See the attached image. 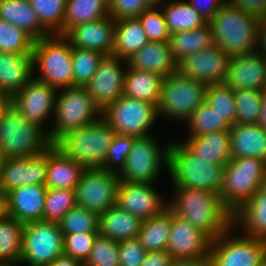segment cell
<instances>
[{"instance_id":"obj_1","label":"cell","mask_w":266,"mask_h":266,"mask_svg":"<svg viewBox=\"0 0 266 266\" xmlns=\"http://www.w3.org/2000/svg\"><path fill=\"white\" fill-rule=\"evenodd\" d=\"M173 188L175 193L172 199H168V208L211 239L232 226L233 213L222 203L219 194L190 187Z\"/></svg>"},{"instance_id":"obj_2","label":"cell","mask_w":266,"mask_h":266,"mask_svg":"<svg viewBox=\"0 0 266 266\" xmlns=\"http://www.w3.org/2000/svg\"><path fill=\"white\" fill-rule=\"evenodd\" d=\"M260 21L226 2L208 22L214 44L233 57L256 51Z\"/></svg>"},{"instance_id":"obj_3","label":"cell","mask_w":266,"mask_h":266,"mask_svg":"<svg viewBox=\"0 0 266 266\" xmlns=\"http://www.w3.org/2000/svg\"><path fill=\"white\" fill-rule=\"evenodd\" d=\"M180 141H171L168 150V174L172 187L210 190L220 195L223 179L222 164L196 157Z\"/></svg>"},{"instance_id":"obj_4","label":"cell","mask_w":266,"mask_h":266,"mask_svg":"<svg viewBox=\"0 0 266 266\" xmlns=\"http://www.w3.org/2000/svg\"><path fill=\"white\" fill-rule=\"evenodd\" d=\"M52 145L48 128L28 122L12 104L0 116V149L7 159L36 156Z\"/></svg>"},{"instance_id":"obj_5","label":"cell","mask_w":266,"mask_h":266,"mask_svg":"<svg viewBox=\"0 0 266 266\" xmlns=\"http://www.w3.org/2000/svg\"><path fill=\"white\" fill-rule=\"evenodd\" d=\"M115 131L101 117L61 137L54 146L85 168H102Z\"/></svg>"},{"instance_id":"obj_6","label":"cell","mask_w":266,"mask_h":266,"mask_svg":"<svg viewBox=\"0 0 266 266\" xmlns=\"http://www.w3.org/2000/svg\"><path fill=\"white\" fill-rule=\"evenodd\" d=\"M102 117V111L93 101L86 86L63 88L57 94L53 126L48 136L54 145L68 132L75 131Z\"/></svg>"},{"instance_id":"obj_7","label":"cell","mask_w":266,"mask_h":266,"mask_svg":"<svg viewBox=\"0 0 266 266\" xmlns=\"http://www.w3.org/2000/svg\"><path fill=\"white\" fill-rule=\"evenodd\" d=\"M73 47L59 34H53L34 42L33 70L39 67L36 79L50 84L58 90L73 86Z\"/></svg>"},{"instance_id":"obj_8","label":"cell","mask_w":266,"mask_h":266,"mask_svg":"<svg viewBox=\"0 0 266 266\" xmlns=\"http://www.w3.org/2000/svg\"><path fill=\"white\" fill-rule=\"evenodd\" d=\"M266 174V162L258 158H232L223 169L220 199L234 213L259 189Z\"/></svg>"},{"instance_id":"obj_9","label":"cell","mask_w":266,"mask_h":266,"mask_svg":"<svg viewBox=\"0 0 266 266\" xmlns=\"http://www.w3.org/2000/svg\"><path fill=\"white\" fill-rule=\"evenodd\" d=\"M207 85L182 75L179 71L162 80L158 116L184 122L205 102Z\"/></svg>"},{"instance_id":"obj_10","label":"cell","mask_w":266,"mask_h":266,"mask_svg":"<svg viewBox=\"0 0 266 266\" xmlns=\"http://www.w3.org/2000/svg\"><path fill=\"white\" fill-rule=\"evenodd\" d=\"M153 136L154 134L134 138L125 165L118 174L120 181L155 183L162 167L168 170L170 142L160 146L156 136Z\"/></svg>"},{"instance_id":"obj_11","label":"cell","mask_w":266,"mask_h":266,"mask_svg":"<svg viewBox=\"0 0 266 266\" xmlns=\"http://www.w3.org/2000/svg\"><path fill=\"white\" fill-rule=\"evenodd\" d=\"M102 118L117 134L143 137L151 135L159 116L155 104L123 94L102 111Z\"/></svg>"},{"instance_id":"obj_12","label":"cell","mask_w":266,"mask_h":266,"mask_svg":"<svg viewBox=\"0 0 266 266\" xmlns=\"http://www.w3.org/2000/svg\"><path fill=\"white\" fill-rule=\"evenodd\" d=\"M232 231H236L233 226L211 240L209 266H259L266 255V240Z\"/></svg>"},{"instance_id":"obj_13","label":"cell","mask_w":266,"mask_h":266,"mask_svg":"<svg viewBox=\"0 0 266 266\" xmlns=\"http://www.w3.org/2000/svg\"><path fill=\"white\" fill-rule=\"evenodd\" d=\"M19 265L47 266L64 255V237L57 222L33 221L24 224Z\"/></svg>"},{"instance_id":"obj_14","label":"cell","mask_w":266,"mask_h":266,"mask_svg":"<svg viewBox=\"0 0 266 266\" xmlns=\"http://www.w3.org/2000/svg\"><path fill=\"white\" fill-rule=\"evenodd\" d=\"M120 178L102 168H86L75 188L76 203L98 217L117 203Z\"/></svg>"},{"instance_id":"obj_15","label":"cell","mask_w":266,"mask_h":266,"mask_svg":"<svg viewBox=\"0 0 266 266\" xmlns=\"http://www.w3.org/2000/svg\"><path fill=\"white\" fill-rule=\"evenodd\" d=\"M126 69V59L110 55L100 61L86 88L101 111L123 95Z\"/></svg>"},{"instance_id":"obj_16","label":"cell","mask_w":266,"mask_h":266,"mask_svg":"<svg viewBox=\"0 0 266 266\" xmlns=\"http://www.w3.org/2000/svg\"><path fill=\"white\" fill-rule=\"evenodd\" d=\"M58 91L50 84L33 77L20 92L12 97V105L28 122L43 128L52 114L54 117Z\"/></svg>"},{"instance_id":"obj_17","label":"cell","mask_w":266,"mask_h":266,"mask_svg":"<svg viewBox=\"0 0 266 266\" xmlns=\"http://www.w3.org/2000/svg\"><path fill=\"white\" fill-rule=\"evenodd\" d=\"M230 56L217 44L191 54L178 64V71L206 85L222 84L228 74Z\"/></svg>"},{"instance_id":"obj_18","label":"cell","mask_w":266,"mask_h":266,"mask_svg":"<svg viewBox=\"0 0 266 266\" xmlns=\"http://www.w3.org/2000/svg\"><path fill=\"white\" fill-rule=\"evenodd\" d=\"M211 240L201 229L172 212V225L166 251L174 260L208 259Z\"/></svg>"},{"instance_id":"obj_19","label":"cell","mask_w":266,"mask_h":266,"mask_svg":"<svg viewBox=\"0 0 266 266\" xmlns=\"http://www.w3.org/2000/svg\"><path fill=\"white\" fill-rule=\"evenodd\" d=\"M154 183L120 181L116 205L142 221L160 215L168 207Z\"/></svg>"},{"instance_id":"obj_20","label":"cell","mask_w":266,"mask_h":266,"mask_svg":"<svg viewBox=\"0 0 266 266\" xmlns=\"http://www.w3.org/2000/svg\"><path fill=\"white\" fill-rule=\"evenodd\" d=\"M47 151L26 158L7 159L1 174L0 191L7 194L19 186L45 185Z\"/></svg>"},{"instance_id":"obj_21","label":"cell","mask_w":266,"mask_h":266,"mask_svg":"<svg viewBox=\"0 0 266 266\" xmlns=\"http://www.w3.org/2000/svg\"><path fill=\"white\" fill-rule=\"evenodd\" d=\"M265 81V56L255 51L230 58L224 83L234 91L250 89L264 91Z\"/></svg>"},{"instance_id":"obj_22","label":"cell","mask_w":266,"mask_h":266,"mask_svg":"<svg viewBox=\"0 0 266 266\" xmlns=\"http://www.w3.org/2000/svg\"><path fill=\"white\" fill-rule=\"evenodd\" d=\"M115 22L108 15L97 21L76 25L63 36L72 47L91 49L105 56L112 54Z\"/></svg>"},{"instance_id":"obj_23","label":"cell","mask_w":266,"mask_h":266,"mask_svg":"<svg viewBox=\"0 0 266 266\" xmlns=\"http://www.w3.org/2000/svg\"><path fill=\"white\" fill-rule=\"evenodd\" d=\"M45 185L19 186L7 193L8 214L23 224L43 220Z\"/></svg>"},{"instance_id":"obj_24","label":"cell","mask_w":266,"mask_h":266,"mask_svg":"<svg viewBox=\"0 0 266 266\" xmlns=\"http://www.w3.org/2000/svg\"><path fill=\"white\" fill-rule=\"evenodd\" d=\"M32 53L0 52V89L11 98L33 78Z\"/></svg>"},{"instance_id":"obj_25","label":"cell","mask_w":266,"mask_h":266,"mask_svg":"<svg viewBox=\"0 0 266 266\" xmlns=\"http://www.w3.org/2000/svg\"><path fill=\"white\" fill-rule=\"evenodd\" d=\"M127 65L132 69L156 73L163 78L178 71L169 41H149L127 59Z\"/></svg>"},{"instance_id":"obj_26","label":"cell","mask_w":266,"mask_h":266,"mask_svg":"<svg viewBox=\"0 0 266 266\" xmlns=\"http://www.w3.org/2000/svg\"><path fill=\"white\" fill-rule=\"evenodd\" d=\"M82 164L66 157L52 145L47 150V173L45 187L47 189L75 190L85 171Z\"/></svg>"},{"instance_id":"obj_27","label":"cell","mask_w":266,"mask_h":266,"mask_svg":"<svg viewBox=\"0 0 266 266\" xmlns=\"http://www.w3.org/2000/svg\"><path fill=\"white\" fill-rule=\"evenodd\" d=\"M229 132L231 158L250 157L266 162V130L262 126L235 124Z\"/></svg>"},{"instance_id":"obj_28","label":"cell","mask_w":266,"mask_h":266,"mask_svg":"<svg viewBox=\"0 0 266 266\" xmlns=\"http://www.w3.org/2000/svg\"><path fill=\"white\" fill-rule=\"evenodd\" d=\"M232 226L243 235L266 240V193L259 189L243 203L232 214Z\"/></svg>"},{"instance_id":"obj_29","label":"cell","mask_w":266,"mask_h":266,"mask_svg":"<svg viewBox=\"0 0 266 266\" xmlns=\"http://www.w3.org/2000/svg\"><path fill=\"white\" fill-rule=\"evenodd\" d=\"M182 143L196 156L225 166L231 158L230 132L218 131L189 137Z\"/></svg>"},{"instance_id":"obj_30","label":"cell","mask_w":266,"mask_h":266,"mask_svg":"<svg viewBox=\"0 0 266 266\" xmlns=\"http://www.w3.org/2000/svg\"><path fill=\"white\" fill-rule=\"evenodd\" d=\"M0 19L24 30L35 41L51 35L41 25L29 0H0Z\"/></svg>"},{"instance_id":"obj_31","label":"cell","mask_w":266,"mask_h":266,"mask_svg":"<svg viewBox=\"0 0 266 266\" xmlns=\"http://www.w3.org/2000/svg\"><path fill=\"white\" fill-rule=\"evenodd\" d=\"M141 224L142 220L139 217L114 205L99 216L98 232L102 236L120 242L136 238Z\"/></svg>"},{"instance_id":"obj_32","label":"cell","mask_w":266,"mask_h":266,"mask_svg":"<svg viewBox=\"0 0 266 266\" xmlns=\"http://www.w3.org/2000/svg\"><path fill=\"white\" fill-rule=\"evenodd\" d=\"M148 42L147 35L138 18L116 21L111 55L127 60Z\"/></svg>"},{"instance_id":"obj_33","label":"cell","mask_w":266,"mask_h":266,"mask_svg":"<svg viewBox=\"0 0 266 266\" xmlns=\"http://www.w3.org/2000/svg\"><path fill=\"white\" fill-rule=\"evenodd\" d=\"M162 80L163 77L156 73L132 69L127 65L123 94L157 106Z\"/></svg>"},{"instance_id":"obj_34","label":"cell","mask_w":266,"mask_h":266,"mask_svg":"<svg viewBox=\"0 0 266 266\" xmlns=\"http://www.w3.org/2000/svg\"><path fill=\"white\" fill-rule=\"evenodd\" d=\"M169 42L174 61L179 64L189 55L214 44L211 25L207 22L192 30L175 32Z\"/></svg>"},{"instance_id":"obj_35","label":"cell","mask_w":266,"mask_h":266,"mask_svg":"<svg viewBox=\"0 0 266 266\" xmlns=\"http://www.w3.org/2000/svg\"><path fill=\"white\" fill-rule=\"evenodd\" d=\"M171 225L172 211L167 207L160 215L142 221L137 239L147 252L164 251Z\"/></svg>"},{"instance_id":"obj_36","label":"cell","mask_w":266,"mask_h":266,"mask_svg":"<svg viewBox=\"0 0 266 266\" xmlns=\"http://www.w3.org/2000/svg\"><path fill=\"white\" fill-rule=\"evenodd\" d=\"M24 224L8 216L0 221V266H18L22 254Z\"/></svg>"},{"instance_id":"obj_37","label":"cell","mask_w":266,"mask_h":266,"mask_svg":"<svg viewBox=\"0 0 266 266\" xmlns=\"http://www.w3.org/2000/svg\"><path fill=\"white\" fill-rule=\"evenodd\" d=\"M161 7L170 34L192 30L208 22L187 0L167 1Z\"/></svg>"},{"instance_id":"obj_38","label":"cell","mask_w":266,"mask_h":266,"mask_svg":"<svg viewBox=\"0 0 266 266\" xmlns=\"http://www.w3.org/2000/svg\"><path fill=\"white\" fill-rule=\"evenodd\" d=\"M109 15L108 0H66L64 34L72 27Z\"/></svg>"},{"instance_id":"obj_39","label":"cell","mask_w":266,"mask_h":266,"mask_svg":"<svg viewBox=\"0 0 266 266\" xmlns=\"http://www.w3.org/2000/svg\"><path fill=\"white\" fill-rule=\"evenodd\" d=\"M185 123L188 125L190 134L188 137L231 129V126L205 102L190 115Z\"/></svg>"},{"instance_id":"obj_40","label":"cell","mask_w":266,"mask_h":266,"mask_svg":"<svg viewBox=\"0 0 266 266\" xmlns=\"http://www.w3.org/2000/svg\"><path fill=\"white\" fill-rule=\"evenodd\" d=\"M205 103L216 111L231 127L236 124L235 91L225 83L207 85Z\"/></svg>"},{"instance_id":"obj_41","label":"cell","mask_w":266,"mask_h":266,"mask_svg":"<svg viewBox=\"0 0 266 266\" xmlns=\"http://www.w3.org/2000/svg\"><path fill=\"white\" fill-rule=\"evenodd\" d=\"M41 25L51 34L64 35L66 0H29Z\"/></svg>"},{"instance_id":"obj_42","label":"cell","mask_w":266,"mask_h":266,"mask_svg":"<svg viewBox=\"0 0 266 266\" xmlns=\"http://www.w3.org/2000/svg\"><path fill=\"white\" fill-rule=\"evenodd\" d=\"M63 235L99 233V217L81 206H74L58 222Z\"/></svg>"},{"instance_id":"obj_43","label":"cell","mask_w":266,"mask_h":266,"mask_svg":"<svg viewBox=\"0 0 266 266\" xmlns=\"http://www.w3.org/2000/svg\"><path fill=\"white\" fill-rule=\"evenodd\" d=\"M104 56L98 51L73 47V86H86Z\"/></svg>"},{"instance_id":"obj_44","label":"cell","mask_w":266,"mask_h":266,"mask_svg":"<svg viewBox=\"0 0 266 266\" xmlns=\"http://www.w3.org/2000/svg\"><path fill=\"white\" fill-rule=\"evenodd\" d=\"M76 205L75 190L47 189L43 221L58 223L62 217Z\"/></svg>"},{"instance_id":"obj_45","label":"cell","mask_w":266,"mask_h":266,"mask_svg":"<svg viewBox=\"0 0 266 266\" xmlns=\"http://www.w3.org/2000/svg\"><path fill=\"white\" fill-rule=\"evenodd\" d=\"M34 42L24 30L0 19V52L32 53Z\"/></svg>"},{"instance_id":"obj_46","label":"cell","mask_w":266,"mask_h":266,"mask_svg":"<svg viewBox=\"0 0 266 266\" xmlns=\"http://www.w3.org/2000/svg\"><path fill=\"white\" fill-rule=\"evenodd\" d=\"M263 96L264 91L261 90L235 91L236 124L258 122Z\"/></svg>"},{"instance_id":"obj_47","label":"cell","mask_w":266,"mask_h":266,"mask_svg":"<svg viewBox=\"0 0 266 266\" xmlns=\"http://www.w3.org/2000/svg\"><path fill=\"white\" fill-rule=\"evenodd\" d=\"M84 266H119L118 242L98 234Z\"/></svg>"},{"instance_id":"obj_48","label":"cell","mask_w":266,"mask_h":266,"mask_svg":"<svg viewBox=\"0 0 266 266\" xmlns=\"http://www.w3.org/2000/svg\"><path fill=\"white\" fill-rule=\"evenodd\" d=\"M135 136L115 133L108 148L102 169L119 174L132 148Z\"/></svg>"},{"instance_id":"obj_49","label":"cell","mask_w":266,"mask_h":266,"mask_svg":"<svg viewBox=\"0 0 266 266\" xmlns=\"http://www.w3.org/2000/svg\"><path fill=\"white\" fill-rule=\"evenodd\" d=\"M150 7L139 17L143 29L149 41L165 42L170 41L171 34L167 28L166 20L162 9Z\"/></svg>"},{"instance_id":"obj_50","label":"cell","mask_w":266,"mask_h":266,"mask_svg":"<svg viewBox=\"0 0 266 266\" xmlns=\"http://www.w3.org/2000/svg\"><path fill=\"white\" fill-rule=\"evenodd\" d=\"M99 233H76L63 235L64 255L81 261L83 264L88 259L94 241Z\"/></svg>"},{"instance_id":"obj_51","label":"cell","mask_w":266,"mask_h":266,"mask_svg":"<svg viewBox=\"0 0 266 266\" xmlns=\"http://www.w3.org/2000/svg\"><path fill=\"white\" fill-rule=\"evenodd\" d=\"M149 8L145 0H112L109 3V16L114 22L138 18Z\"/></svg>"},{"instance_id":"obj_52","label":"cell","mask_w":266,"mask_h":266,"mask_svg":"<svg viewBox=\"0 0 266 266\" xmlns=\"http://www.w3.org/2000/svg\"><path fill=\"white\" fill-rule=\"evenodd\" d=\"M119 266H141L147 251L136 238L118 242Z\"/></svg>"},{"instance_id":"obj_53","label":"cell","mask_w":266,"mask_h":266,"mask_svg":"<svg viewBox=\"0 0 266 266\" xmlns=\"http://www.w3.org/2000/svg\"><path fill=\"white\" fill-rule=\"evenodd\" d=\"M226 2L260 20L266 19V0H226Z\"/></svg>"},{"instance_id":"obj_54","label":"cell","mask_w":266,"mask_h":266,"mask_svg":"<svg viewBox=\"0 0 266 266\" xmlns=\"http://www.w3.org/2000/svg\"><path fill=\"white\" fill-rule=\"evenodd\" d=\"M187 2L198 11L204 19L209 21L226 3V0H188Z\"/></svg>"},{"instance_id":"obj_55","label":"cell","mask_w":266,"mask_h":266,"mask_svg":"<svg viewBox=\"0 0 266 266\" xmlns=\"http://www.w3.org/2000/svg\"><path fill=\"white\" fill-rule=\"evenodd\" d=\"M173 257L166 251L147 252L141 266H171Z\"/></svg>"},{"instance_id":"obj_56","label":"cell","mask_w":266,"mask_h":266,"mask_svg":"<svg viewBox=\"0 0 266 266\" xmlns=\"http://www.w3.org/2000/svg\"><path fill=\"white\" fill-rule=\"evenodd\" d=\"M256 51L266 57V19L259 23Z\"/></svg>"},{"instance_id":"obj_57","label":"cell","mask_w":266,"mask_h":266,"mask_svg":"<svg viewBox=\"0 0 266 266\" xmlns=\"http://www.w3.org/2000/svg\"><path fill=\"white\" fill-rule=\"evenodd\" d=\"M47 266H84V264L72 257L62 255L57 257L53 262L49 263Z\"/></svg>"},{"instance_id":"obj_58","label":"cell","mask_w":266,"mask_h":266,"mask_svg":"<svg viewBox=\"0 0 266 266\" xmlns=\"http://www.w3.org/2000/svg\"><path fill=\"white\" fill-rule=\"evenodd\" d=\"M171 266H209V259L174 260Z\"/></svg>"},{"instance_id":"obj_59","label":"cell","mask_w":266,"mask_h":266,"mask_svg":"<svg viewBox=\"0 0 266 266\" xmlns=\"http://www.w3.org/2000/svg\"><path fill=\"white\" fill-rule=\"evenodd\" d=\"M12 104V98L0 89V116Z\"/></svg>"},{"instance_id":"obj_60","label":"cell","mask_w":266,"mask_h":266,"mask_svg":"<svg viewBox=\"0 0 266 266\" xmlns=\"http://www.w3.org/2000/svg\"><path fill=\"white\" fill-rule=\"evenodd\" d=\"M8 216L7 194L0 191V221Z\"/></svg>"},{"instance_id":"obj_61","label":"cell","mask_w":266,"mask_h":266,"mask_svg":"<svg viewBox=\"0 0 266 266\" xmlns=\"http://www.w3.org/2000/svg\"><path fill=\"white\" fill-rule=\"evenodd\" d=\"M257 123L266 130V92H264V96H263V100L261 104V111H260V115H259V119Z\"/></svg>"},{"instance_id":"obj_62","label":"cell","mask_w":266,"mask_h":266,"mask_svg":"<svg viewBox=\"0 0 266 266\" xmlns=\"http://www.w3.org/2000/svg\"><path fill=\"white\" fill-rule=\"evenodd\" d=\"M149 7H161L166 1L165 0H145Z\"/></svg>"},{"instance_id":"obj_63","label":"cell","mask_w":266,"mask_h":266,"mask_svg":"<svg viewBox=\"0 0 266 266\" xmlns=\"http://www.w3.org/2000/svg\"><path fill=\"white\" fill-rule=\"evenodd\" d=\"M6 161H7V157L0 149V179H1L2 169H3Z\"/></svg>"},{"instance_id":"obj_64","label":"cell","mask_w":266,"mask_h":266,"mask_svg":"<svg viewBox=\"0 0 266 266\" xmlns=\"http://www.w3.org/2000/svg\"><path fill=\"white\" fill-rule=\"evenodd\" d=\"M260 190L264 193H266V174L261 182Z\"/></svg>"},{"instance_id":"obj_65","label":"cell","mask_w":266,"mask_h":266,"mask_svg":"<svg viewBox=\"0 0 266 266\" xmlns=\"http://www.w3.org/2000/svg\"><path fill=\"white\" fill-rule=\"evenodd\" d=\"M259 266H266V255L263 257V259L259 263Z\"/></svg>"}]
</instances>
